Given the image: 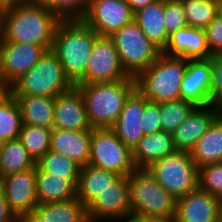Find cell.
<instances>
[{"mask_svg": "<svg viewBox=\"0 0 222 222\" xmlns=\"http://www.w3.org/2000/svg\"><path fill=\"white\" fill-rule=\"evenodd\" d=\"M60 21L40 0H22L6 9L0 42L31 43L51 50Z\"/></svg>", "mask_w": 222, "mask_h": 222, "instance_id": "1", "label": "cell"}, {"mask_svg": "<svg viewBox=\"0 0 222 222\" xmlns=\"http://www.w3.org/2000/svg\"><path fill=\"white\" fill-rule=\"evenodd\" d=\"M97 36L83 20H61L57 25L51 50L74 86L85 76L86 65Z\"/></svg>", "mask_w": 222, "mask_h": 222, "instance_id": "2", "label": "cell"}, {"mask_svg": "<svg viewBox=\"0 0 222 222\" xmlns=\"http://www.w3.org/2000/svg\"><path fill=\"white\" fill-rule=\"evenodd\" d=\"M85 102L91 128H111L123 109L126 98L136 88L135 79L76 84Z\"/></svg>", "mask_w": 222, "mask_h": 222, "instance_id": "3", "label": "cell"}, {"mask_svg": "<svg viewBox=\"0 0 222 222\" xmlns=\"http://www.w3.org/2000/svg\"><path fill=\"white\" fill-rule=\"evenodd\" d=\"M187 59L161 53L156 61L136 77V88L152 102L180 100V88Z\"/></svg>", "mask_w": 222, "mask_h": 222, "instance_id": "4", "label": "cell"}, {"mask_svg": "<svg viewBox=\"0 0 222 222\" xmlns=\"http://www.w3.org/2000/svg\"><path fill=\"white\" fill-rule=\"evenodd\" d=\"M74 85L66 77L58 57L47 50L37 64L23 74L11 87L13 95H35L55 98Z\"/></svg>", "mask_w": 222, "mask_h": 222, "instance_id": "5", "label": "cell"}, {"mask_svg": "<svg viewBox=\"0 0 222 222\" xmlns=\"http://www.w3.org/2000/svg\"><path fill=\"white\" fill-rule=\"evenodd\" d=\"M132 213L145 217L175 215L176 199L147 170L136 168L129 176Z\"/></svg>", "mask_w": 222, "mask_h": 222, "instance_id": "6", "label": "cell"}, {"mask_svg": "<svg viewBox=\"0 0 222 222\" xmlns=\"http://www.w3.org/2000/svg\"><path fill=\"white\" fill-rule=\"evenodd\" d=\"M109 37L118 52L122 67L132 77L151 66L162 53L134 20Z\"/></svg>", "mask_w": 222, "mask_h": 222, "instance_id": "7", "label": "cell"}, {"mask_svg": "<svg viewBox=\"0 0 222 222\" xmlns=\"http://www.w3.org/2000/svg\"><path fill=\"white\" fill-rule=\"evenodd\" d=\"M147 170L175 199L198 187V167L190 152L175 151L153 162Z\"/></svg>", "mask_w": 222, "mask_h": 222, "instance_id": "8", "label": "cell"}, {"mask_svg": "<svg viewBox=\"0 0 222 222\" xmlns=\"http://www.w3.org/2000/svg\"><path fill=\"white\" fill-rule=\"evenodd\" d=\"M88 164L129 176L135 169L132 150L119 140L111 128L92 129Z\"/></svg>", "mask_w": 222, "mask_h": 222, "instance_id": "9", "label": "cell"}, {"mask_svg": "<svg viewBox=\"0 0 222 222\" xmlns=\"http://www.w3.org/2000/svg\"><path fill=\"white\" fill-rule=\"evenodd\" d=\"M135 79L122 67L118 52L109 36L95 38L85 76L78 84L113 82Z\"/></svg>", "mask_w": 222, "mask_h": 222, "instance_id": "10", "label": "cell"}, {"mask_svg": "<svg viewBox=\"0 0 222 222\" xmlns=\"http://www.w3.org/2000/svg\"><path fill=\"white\" fill-rule=\"evenodd\" d=\"M82 20L99 36H110L134 20V11L126 0H90Z\"/></svg>", "mask_w": 222, "mask_h": 222, "instance_id": "11", "label": "cell"}, {"mask_svg": "<svg viewBox=\"0 0 222 222\" xmlns=\"http://www.w3.org/2000/svg\"><path fill=\"white\" fill-rule=\"evenodd\" d=\"M132 213L128 176H119L87 208L88 222L115 221Z\"/></svg>", "mask_w": 222, "mask_h": 222, "instance_id": "12", "label": "cell"}, {"mask_svg": "<svg viewBox=\"0 0 222 222\" xmlns=\"http://www.w3.org/2000/svg\"><path fill=\"white\" fill-rule=\"evenodd\" d=\"M46 51L37 44L0 42V70L4 83L10 88Z\"/></svg>", "mask_w": 222, "mask_h": 222, "instance_id": "13", "label": "cell"}, {"mask_svg": "<svg viewBox=\"0 0 222 222\" xmlns=\"http://www.w3.org/2000/svg\"><path fill=\"white\" fill-rule=\"evenodd\" d=\"M10 208L24 221L38 204L36 194V165L0 178Z\"/></svg>", "mask_w": 222, "mask_h": 222, "instance_id": "14", "label": "cell"}, {"mask_svg": "<svg viewBox=\"0 0 222 222\" xmlns=\"http://www.w3.org/2000/svg\"><path fill=\"white\" fill-rule=\"evenodd\" d=\"M176 222H222V201L199 187L176 199Z\"/></svg>", "mask_w": 222, "mask_h": 222, "instance_id": "15", "label": "cell"}, {"mask_svg": "<svg viewBox=\"0 0 222 222\" xmlns=\"http://www.w3.org/2000/svg\"><path fill=\"white\" fill-rule=\"evenodd\" d=\"M211 84V57L187 59V69L180 88V99L189 101L195 106L211 105Z\"/></svg>", "mask_w": 222, "mask_h": 222, "instance_id": "16", "label": "cell"}, {"mask_svg": "<svg viewBox=\"0 0 222 222\" xmlns=\"http://www.w3.org/2000/svg\"><path fill=\"white\" fill-rule=\"evenodd\" d=\"M145 96L135 88L126 98L116 122L111 126L116 136L131 150L143 138L142 117Z\"/></svg>", "mask_w": 222, "mask_h": 222, "instance_id": "17", "label": "cell"}, {"mask_svg": "<svg viewBox=\"0 0 222 222\" xmlns=\"http://www.w3.org/2000/svg\"><path fill=\"white\" fill-rule=\"evenodd\" d=\"M54 129H93L87 119L84 99L76 86L55 97Z\"/></svg>", "mask_w": 222, "mask_h": 222, "instance_id": "18", "label": "cell"}, {"mask_svg": "<svg viewBox=\"0 0 222 222\" xmlns=\"http://www.w3.org/2000/svg\"><path fill=\"white\" fill-rule=\"evenodd\" d=\"M220 113L221 110L214 105L196 106L172 134L175 150L190 152Z\"/></svg>", "mask_w": 222, "mask_h": 222, "instance_id": "19", "label": "cell"}, {"mask_svg": "<svg viewBox=\"0 0 222 222\" xmlns=\"http://www.w3.org/2000/svg\"><path fill=\"white\" fill-rule=\"evenodd\" d=\"M162 53L186 59L210 58L205 29L190 26L180 28L169 36Z\"/></svg>", "mask_w": 222, "mask_h": 222, "instance_id": "20", "label": "cell"}, {"mask_svg": "<svg viewBox=\"0 0 222 222\" xmlns=\"http://www.w3.org/2000/svg\"><path fill=\"white\" fill-rule=\"evenodd\" d=\"M91 136L92 130L53 129L50 151L63 154L85 166L90 157Z\"/></svg>", "mask_w": 222, "mask_h": 222, "instance_id": "21", "label": "cell"}, {"mask_svg": "<svg viewBox=\"0 0 222 222\" xmlns=\"http://www.w3.org/2000/svg\"><path fill=\"white\" fill-rule=\"evenodd\" d=\"M23 222H88L85 206L76 198L38 203Z\"/></svg>", "mask_w": 222, "mask_h": 222, "instance_id": "22", "label": "cell"}, {"mask_svg": "<svg viewBox=\"0 0 222 222\" xmlns=\"http://www.w3.org/2000/svg\"><path fill=\"white\" fill-rule=\"evenodd\" d=\"M165 0H158L134 12V21L144 35L161 51L169 36L165 27Z\"/></svg>", "mask_w": 222, "mask_h": 222, "instance_id": "23", "label": "cell"}, {"mask_svg": "<svg viewBox=\"0 0 222 222\" xmlns=\"http://www.w3.org/2000/svg\"><path fill=\"white\" fill-rule=\"evenodd\" d=\"M172 134L164 130L145 135L132 150L136 168H148L153 162L174 153Z\"/></svg>", "mask_w": 222, "mask_h": 222, "instance_id": "24", "label": "cell"}, {"mask_svg": "<svg viewBox=\"0 0 222 222\" xmlns=\"http://www.w3.org/2000/svg\"><path fill=\"white\" fill-rule=\"evenodd\" d=\"M120 175L90 164L81 166L77 184V199L87 208Z\"/></svg>", "mask_w": 222, "mask_h": 222, "instance_id": "25", "label": "cell"}, {"mask_svg": "<svg viewBox=\"0 0 222 222\" xmlns=\"http://www.w3.org/2000/svg\"><path fill=\"white\" fill-rule=\"evenodd\" d=\"M13 96L19 104L23 124L54 129L55 98L35 95Z\"/></svg>", "mask_w": 222, "mask_h": 222, "instance_id": "26", "label": "cell"}, {"mask_svg": "<svg viewBox=\"0 0 222 222\" xmlns=\"http://www.w3.org/2000/svg\"><path fill=\"white\" fill-rule=\"evenodd\" d=\"M197 167L222 162V112L213 120L206 133L190 151Z\"/></svg>", "mask_w": 222, "mask_h": 222, "instance_id": "27", "label": "cell"}, {"mask_svg": "<svg viewBox=\"0 0 222 222\" xmlns=\"http://www.w3.org/2000/svg\"><path fill=\"white\" fill-rule=\"evenodd\" d=\"M38 203H51L77 198V187L66 178L42 171L36 165Z\"/></svg>", "mask_w": 222, "mask_h": 222, "instance_id": "28", "label": "cell"}, {"mask_svg": "<svg viewBox=\"0 0 222 222\" xmlns=\"http://www.w3.org/2000/svg\"><path fill=\"white\" fill-rule=\"evenodd\" d=\"M35 165L19 139L0 143V178L34 168Z\"/></svg>", "mask_w": 222, "mask_h": 222, "instance_id": "29", "label": "cell"}, {"mask_svg": "<svg viewBox=\"0 0 222 222\" xmlns=\"http://www.w3.org/2000/svg\"><path fill=\"white\" fill-rule=\"evenodd\" d=\"M19 104L11 92L0 99V143L19 139L22 128Z\"/></svg>", "mask_w": 222, "mask_h": 222, "instance_id": "30", "label": "cell"}, {"mask_svg": "<svg viewBox=\"0 0 222 222\" xmlns=\"http://www.w3.org/2000/svg\"><path fill=\"white\" fill-rule=\"evenodd\" d=\"M36 165L44 172L69 179L77 187L81 165L63 154L49 150L36 162Z\"/></svg>", "mask_w": 222, "mask_h": 222, "instance_id": "31", "label": "cell"}, {"mask_svg": "<svg viewBox=\"0 0 222 222\" xmlns=\"http://www.w3.org/2000/svg\"><path fill=\"white\" fill-rule=\"evenodd\" d=\"M187 24L205 29L219 15V0H181Z\"/></svg>", "mask_w": 222, "mask_h": 222, "instance_id": "32", "label": "cell"}, {"mask_svg": "<svg viewBox=\"0 0 222 222\" xmlns=\"http://www.w3.org/2000/svg\"><path fill=\"white\" fill-rule=\"evenodd\" d=\"M52 129L23 124L19 140L36 163L50 150Z\"/></svg>", "mask_w": 222, "mask_h": 222, "instance_id": "33", "label": "cell"}, {"mask_svg": "<svg viewBox=\"0 0 222 222\" xmlns=\"http://www.w3.org/2000/svg\"><path fill=\"white\" fill-rule=\"evenodd\" d=\"M160 107L162 130L173 134L196 107L186 100L164 101L157 103Z\"/></svg>", "mask_w": 222, "mask_h": 222, "instance_id": "34", "label": "cell"}, {"mask_svg": "<svg viewBox=\"0 0 222 222\" xmlns=\"http://www.w3.org/2000/svg\"><path fill=\"white\" fill-rule=\"evenodd\" d=\"M60 20H82L90 0H40Z\"/></svg>", "mask_w": 222, "mask_h": 222, "instance_id": "35", "label": "cell"}, {"mask_svg": "<svg viewBox=\"0 0 222 222\" xmlns=\"http://www.w3.org/2000/svg\"><path fill=\"white\" fill-rule=\"evenodd\" d=\"M198 187L222 201V162L198 168Z\"/></svg>", "mask_w": 222, "mask_h": 222, "instance_id": "36", "label": "cell"}, {"mask_svg": "<svg viewBox=\"0 0 222 222\" xmlns=\"http://www.w3.org/2000/svg\"><path fill=\"white\" fill-rule=\"evenodd\" d=\"M165 27L170 36L180 28L188 26L181 0H165Z\"/></svg>", "mask_w": 222, "mask_h": 222, "instance_id": "37", "label": "cell"}, {"mask_svg": "<svg viewBox=\"0 0 222 222\" xmlns=\"http://www.w3.org/2000/svg\"><path fill=\"white\" fill-rule=\"evenodd\" d=\"M212 84L210 91L211 105L222 111V54L211 56Z\"/></svg>", "mask_w": 222, "mask_h": 222, "instance_id": "38", "label": "cell"}, {"mask_svg": "<svg viewBox=\"0 0 222 222\" xmlns=\"http://www.w3.org/2000/svg\"><path fill=\"white\" fill-rule=\"evenodd\" d=\"M160 107L156 102L145 97V110L142 117V128L145 135H150L162 130Z\"/></svg>", "mask_w": 222, "mask_h": 222, "instance_id": "39", "label": "cell"}, {"mask_svg": "<svg viewBox=\"0 0 222 222\" xmlns=\"http://www.w3.org/2000/svg\"><path fill=\"white\" fill-rule=\"evenodd\" d=\"M205 31L211 56L222 54V17L218 15Z\"/></svg>", "mask_w": 222, "mask_h": 222, "instance_id": "40", "label": "cell"}, {"mask_svg": "<svg viewBox=\"0 0 222 222\" xmlns=\"http://www.w3.org/2000/svg\"><path fill=\"white\" fill-rule=\"evenodd\" d=\"M0 222H23L10 208L4 191L0 186Z\"/></svg>", "mask_w": 222, "mask_h": 222, "instance_id": "41", "label": "cell"}, {"mask_svg": "<svg viewBox=\"0 0 222 222\" xmlns=\"http://www.w3.org/2000/svg\"><path fill=\"white\" fill-rule=\"evenodd\" d=\"M116 221L118 222H123V221L124 222H148V218L145 216L135 214V213H129L115 220V222Z\"/></svg>", "mask_w": 222, "mask_h": 222, "instance_id": "42", "label": "cell"}, {"mask_svg": "<svg viewBox=\"0 0 222 222\" xmlns=\"http://www.w3.org/2000/svg\"><path fill=\"white\" fill-rule=\"evenodd\" d=\"M156 1L158 0H126L134 12Z\"/></svg>", "mask_w": 222, "mask_h": 222, "instance_id": "43", "label": "cell"}, {"mask_svg": "<svg viewBox=\"0 0 222 222\" xmlns=\"http://www.w3.org/2000/svg\"><path fill=\"white\" fill-rule=\"evenodd\" d=\"M148 222H176L175 216L148 217Z\"/></svg>", "mask_w": 222, "mask_h": 222, "instance_id": "44", "label": "cell"}, {"mask_svg": "<svg viewBox=\"0 0 222 222\" xmlns=\"http://www.w3.org/2000/svg\"><path fill=\"white\" fill-rule=\"evenodd\" d=\"M8 92H10V88L4 83L0 70V99L3 98Z\"/></svg>", "mask_w": 222, "mask_h": 222, "instance_id": "45", "label": "cell"}, {"mask_svg": "<svg viewBox=\"0 0 222 222\" xmlns=\"http://www.w3.org/2000/svg\"><path fill=\"white\" fill-rule=\"evenodd\" d=\"M22 0H0V5H2L4 8L9 9L19 3Z\"/></svg>", "mask_w": 222, "mask_h": 222, "instance_id": "46", "label": "cell"}, {"mask_svg": "<svg viewBox=\"0 0 222 222\" xmlns=\"http://www.w3.org/2000/svg\"><path fill=\"white\" fill-rule=\"evenodd\" d=\"M5 12H6V8L0 5V31L1 32L4 28Z\"/></svg>", "mask_w": 222, "mask_h": 222, "instance_id": "47", "label": "cell"}, {"mask_svg": "<svg viewBox=\"0 0 222 222\" xmlns=\"http://www.w3.org/2000/svg\"><path fill=\"white\" fill-rule=\"evenodd\" d=\"M219 16L222 17V0L219 1Z\"/></svg>", "mask_w": 222, "mask_h": 222, "instance_id": "48", "label": "cell"}]
</instances>
